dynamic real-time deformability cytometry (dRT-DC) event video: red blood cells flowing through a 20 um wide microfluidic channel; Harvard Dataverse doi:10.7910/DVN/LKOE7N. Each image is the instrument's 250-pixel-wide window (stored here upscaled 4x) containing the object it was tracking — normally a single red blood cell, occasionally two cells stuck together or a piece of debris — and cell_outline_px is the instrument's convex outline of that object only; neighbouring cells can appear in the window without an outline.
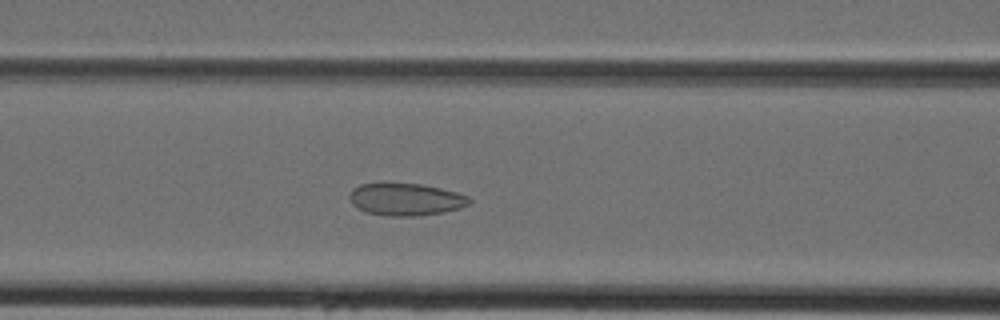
{"species": "Egyptian fruit bat (a non-hibernating species)", "species_latin": "Rousettus aegyptiacus", "temperature_condition": "cold", "stored_images_in_passage": 43, "camera_frame_rate_fps": 3000, "um_per_image_px": 0.085, "animal": {"sex": "female"}, "frame": {"image": 1, "passage_image": 17, "time_ms": 5.333, "image_size_px": [1000, 320], "cell_outline_px": [[472, 200], [468, 204], [460, 208], [444, 212], [412, 216], [384, 216], [368, 212], [356, 208], [352, 204], [348, 196], [352, 188], [360, 184], [420, 184], [440, 188], [456, 192], [468, 196]], "centroid_in_image_um": [34.47, 16.96], "position_along_channel_um": 132.1, "area_um2": 22.43}}
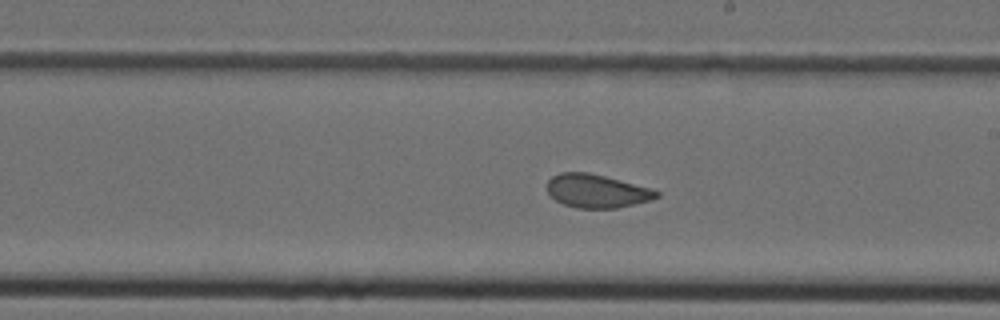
{"frame": {"image": 2, "passage_image": 24, "time_ms": 7.667, "image_size_px": [1000, 320], "cell_outline_px": [[660, 196], [652, 200], [616, 208], [576, 208], [564, 204], [556, 200], [548, 192], [548, 180], [552, 176], [560, 172], [588, 172], [604, 176], [648, 188], [660, 192]], "centroid_in_image_um": [50.71, 16.24], "position_along_channel_um": 238.3, "area_um2": 21.04}}
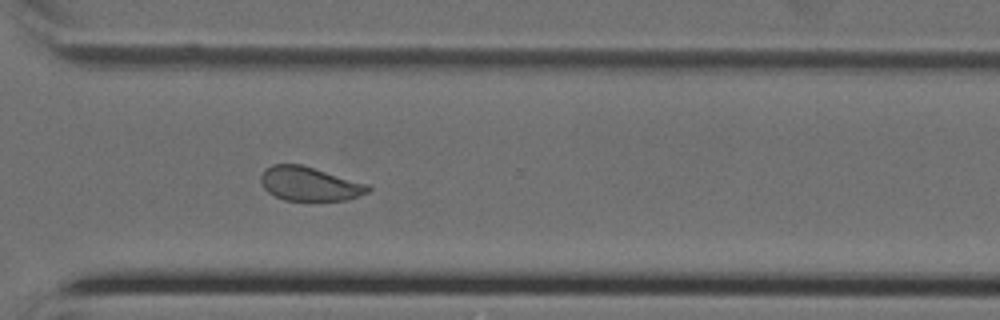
{"frame": {"image": 3, "passage_image": 31, "time_ms": 10.0, "image_size_px": [1000, 320], "cell_outline_px": [[372, 188], [368, 192], [348, 200], [284, 200], [268, 192], [264, 188], [260, 180], [260, 176], [264, 168], [272, 164], [300, 164], [368, 184]], "centroid_in_image_um": [26.29, 15.62], "position_along_channel_um": 344.3, "area_um2": 21.15}}